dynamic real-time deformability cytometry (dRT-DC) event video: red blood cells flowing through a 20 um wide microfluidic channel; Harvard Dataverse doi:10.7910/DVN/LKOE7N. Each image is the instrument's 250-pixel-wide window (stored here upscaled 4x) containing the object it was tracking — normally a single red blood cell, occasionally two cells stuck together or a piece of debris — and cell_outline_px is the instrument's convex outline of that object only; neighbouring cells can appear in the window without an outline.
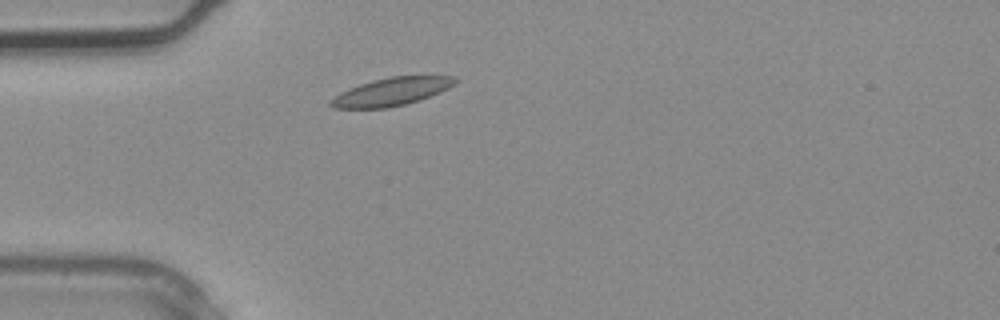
{"species": "common noctule bat (a hibernating species)", "species_latin": "Nyctalus noctula", "temperature_condition": "warm", "stored_images_in_passage": 1, "camera_frame_rate_fps": 3000, "um_per_image_px": 0.085, "animal": {"sex": "male", "body_mass_g": 20.4}, "frame": {"image": 1, "passage_image": 1, "time_ms": 0.0, "image_size_px": [1000, 320], "cell_outline_px": [[460, 80], [448, 88], [440, 92], [404, 104], [388, 108], [332, 108], [328, 104], [328, 100], [340, 92], [348, 88], [372, 80], [388, 76], [452, 76]], "centroid_in_image_um": [33.22, 7.79], "position_along_channel_um": 51.8, "area_um2": 20.23}}